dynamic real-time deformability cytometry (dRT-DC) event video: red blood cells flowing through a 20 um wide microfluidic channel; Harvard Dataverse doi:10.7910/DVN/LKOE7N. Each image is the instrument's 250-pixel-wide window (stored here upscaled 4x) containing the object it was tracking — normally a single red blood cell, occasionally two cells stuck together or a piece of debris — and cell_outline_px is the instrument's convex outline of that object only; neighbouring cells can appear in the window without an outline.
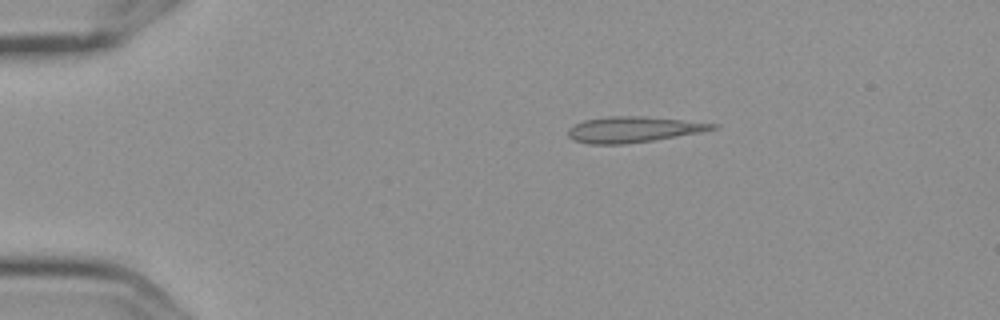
{"species": "Egyptian fruit bat (a non-hibernating species)", "species_latin": "Rousettus aegyptiacus", "temperature_condition": "cold", "stored_images_in_passage": 5, "camera_frame_rate_fps": 3000, "um_per_image_px": 0.085, "frame": {"image": 1, "passage_image": 3, "time_ms": 0.667, "image_size_px": [1000, 320], "cell_outline_px": [[720, 124], [716, 128], [700, 132], [652, 140], [624, 144], [588, 144], [572, 140], [568, 136], [568, 128], [584, 120], [608, 116], [644, 116]], "centroid_in_image_um": [53.78, 11.0], "position_along_channel_um": 31.2, "area_um2": 21.56}}